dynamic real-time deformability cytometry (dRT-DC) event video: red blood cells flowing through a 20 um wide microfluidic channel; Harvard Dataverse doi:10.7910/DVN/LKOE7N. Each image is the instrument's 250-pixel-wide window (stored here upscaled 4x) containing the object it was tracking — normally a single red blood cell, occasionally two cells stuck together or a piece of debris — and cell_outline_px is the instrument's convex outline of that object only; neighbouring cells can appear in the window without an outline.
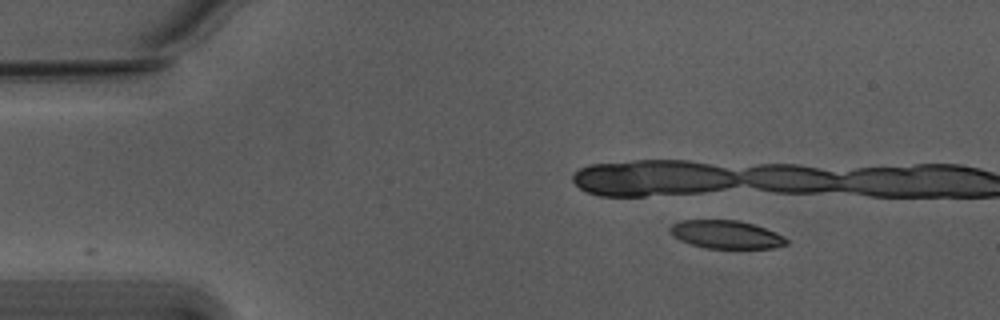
{"species": "Egyptian fruit bat (a non-hibernating species)", "species_latin": "Rousettus aegyptiacus", "temperature_condition": "warm", "stored_images_in_passage": 6, "camera_frame_rate_fps": 3000, "um_per_image_px": 0.085, "animal": {"sex": "male"}, "frame": {"image": 1, "passage_image": 1, "time_ms": 0.0, "image_size_px": [1000, 320], "cell_outline_px": [[788, 244], [776, 248], [704, 248], [680, 240], [672, 236], [668, 228], [672, 224], [684, 220], [736, 220], [752, 224], [764, 228], [784, 236], [788, 240]], "centroid_in_image_um": [61.71, 19.94], "position_along_channel_um": 23.3, "area_um2": 19.02}}